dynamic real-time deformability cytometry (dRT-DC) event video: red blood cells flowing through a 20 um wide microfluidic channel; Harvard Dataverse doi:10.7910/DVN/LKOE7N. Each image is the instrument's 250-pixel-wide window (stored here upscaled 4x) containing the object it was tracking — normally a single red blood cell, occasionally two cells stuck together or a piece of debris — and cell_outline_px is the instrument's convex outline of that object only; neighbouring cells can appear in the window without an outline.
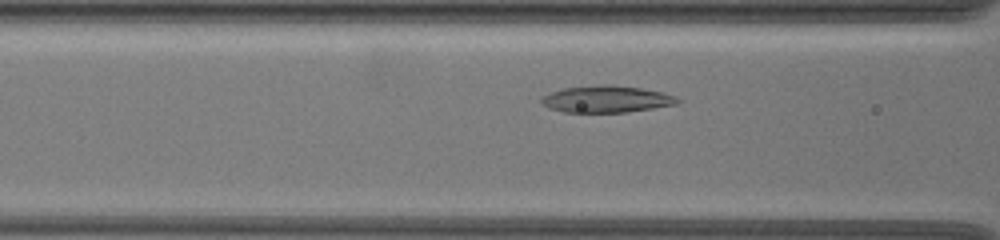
{"species": "common noctule bat (a hibernating species)", "species_latin": "Nyctalus noctula", "temperature_condition": "warm", "stored_images_in_passage": 42, "camera_frame_rate_fps": 3000, "um_per_image_px": 0.085, "animal": {"sex": "female", "body_mass_g": 19.5, "forearm_length_mm": 54.1}, "frame": {"image": 1, "passage_image": 13, "time_ms": 4.0, "image_size_px": [1000, 240], "cell_outline_px": [[680, 100], [676, 104], [628, 112], [564, 112], [548, 108], [540, 100], [540, 96], [564, 88], [604, 84], [612, 84], [640, 88], [664, 92], [676, 96]], "centroid_in_image_um": [51.54, 8.42], "position_along_channel_um": 115.1, "area_um2": 21.27}}
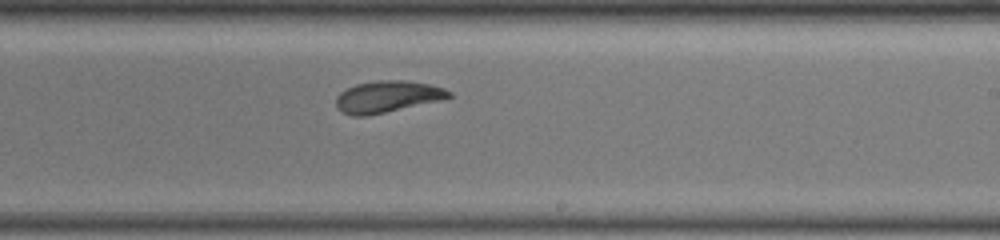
{"frame": {"image": 2, "passage_image": 25, "time_ms": 8.0, "image_size_px": [1000, 240], "cell_outline_px": [[452, 96], [448, 100], [368, 116], [352, 116], [340, 112], [336, 108], [336, 96], [340, 92], [356, 84], [376, 80], [408, 80], [428, 84], [444, 88], [452, 92]], "centroid_in_image_um": [32.97, 8.23], "position_along_channel_um": 256.0, "area_um2": 21.5}}
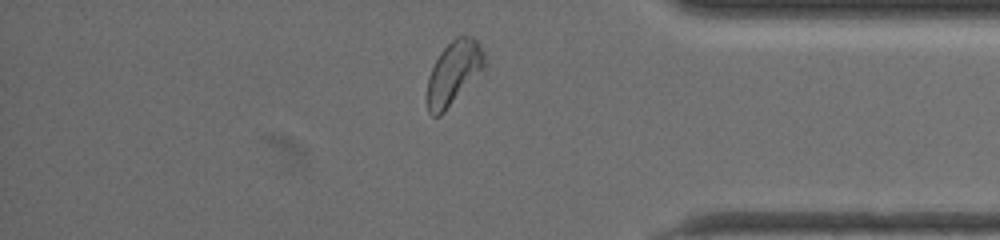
{"frame": {"image": 3, "passage_image": 38, "time_ms": 12.333, "image_size_px": [1000, 240], "cell_outline_px": [[484, 72], [440, 116], [432, 116], [428, 112], [428, 76], [440, 52], [456, 36], [472, 36], [480, 44], [484, 52]], "centroid_in_image_um": [38.6, 6.2], "position_along_channel_um": 396.6, "area_um2": 21.39}, "authors_computed_cell_mechanics": {"area_um2": 21.386, "velocity_mm_per_s": 3.5316, "shape_relaxation_time_tau1_ms": 2.8952, "shape_relaxation_time_tau2_ms": 2.3533, "deformation_change_tau1": 0.137, "deformation_change_tau2": 0.0887}}